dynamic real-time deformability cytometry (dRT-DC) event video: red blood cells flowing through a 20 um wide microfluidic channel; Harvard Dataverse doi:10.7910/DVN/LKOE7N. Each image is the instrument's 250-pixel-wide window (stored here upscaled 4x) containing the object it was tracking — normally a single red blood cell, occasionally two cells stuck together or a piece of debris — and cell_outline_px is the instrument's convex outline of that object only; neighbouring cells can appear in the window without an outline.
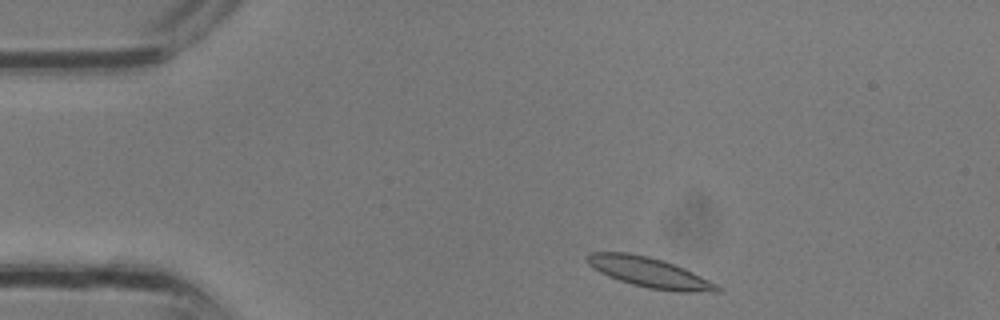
{"species": "common noctule bat (a hibernating species)", "species_latin": "Nyctalus noctula", "temperature_condition": "room temperature", "stored_images_in_passage": 30, "camera_frame_rate_fps": 3000, "um_per_image_px": 0.085, "animal": {"sex": "male", "body_mass_g": 13.3}, "frame": {"image": 1, "passage_image": 2, "time_ms": 0.333, "image_size_px": [1000, 320], "cell_outline_px": [[720, 292], [676, 292], [648, 288], [632, 284], [608, 276], [592, 268], [588, 264], [584, 256], [592, 252], [628, 252], [648, 256], [664, 260], [684, 268], [716, 284], [720, 288]], "centroid_in_image_um": [55.16, 23.15], "position_along_channel_um": 29.8, "area_um2": 22.77}}
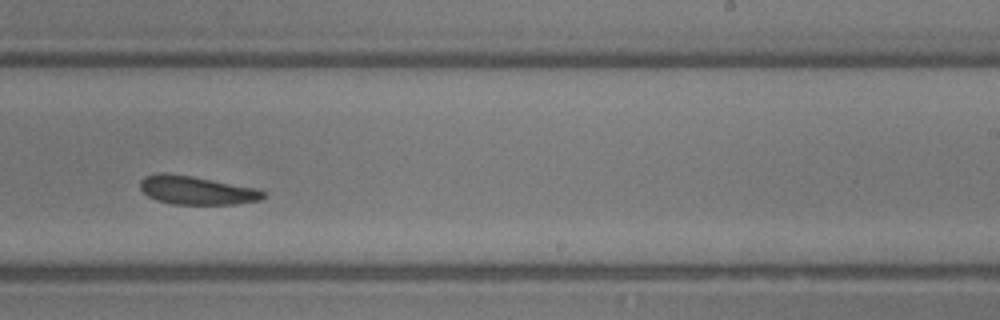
{"frame": {"image": 2, "passage_image": 17, "time_ms": 5.333, "image_size_px": [1000, 320], "cell_outline_px": [[268, 196], [260, 200], [236, 204], [172, 204], [156, 200], [148, 196], [140, 188], [140, 180], [144, 176], [160, 172], [164, 172], [192, 176], [256, 188], [268, 192]], "centroid_in_image_um": [16.73, 16.17], "position_along_channel_um": 272.3, "area_um2": 20.63}}
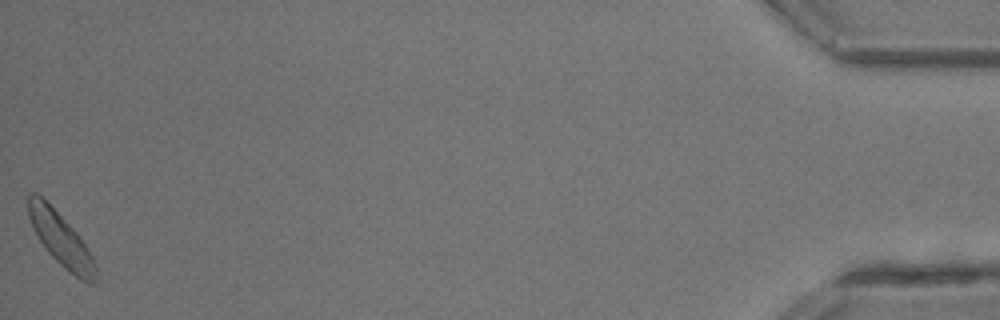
{"frame": {"image": 3, "passage_image": 30, "time_ms": 9.667, "image_size_px": [1000, 320], "cell_outline_px": [[96, 284], [88, 284], [80, 280], [64, 268], [48, 252], [32, 228], [28, 216], [28, 196], [32, 192], [36, 192], [76, 232], [92, 256], [96, 268]], "centroid_in_image_um": [5.18, 20.4], "position_along_channel_um": 430.0, "area_um2": 20.4}}